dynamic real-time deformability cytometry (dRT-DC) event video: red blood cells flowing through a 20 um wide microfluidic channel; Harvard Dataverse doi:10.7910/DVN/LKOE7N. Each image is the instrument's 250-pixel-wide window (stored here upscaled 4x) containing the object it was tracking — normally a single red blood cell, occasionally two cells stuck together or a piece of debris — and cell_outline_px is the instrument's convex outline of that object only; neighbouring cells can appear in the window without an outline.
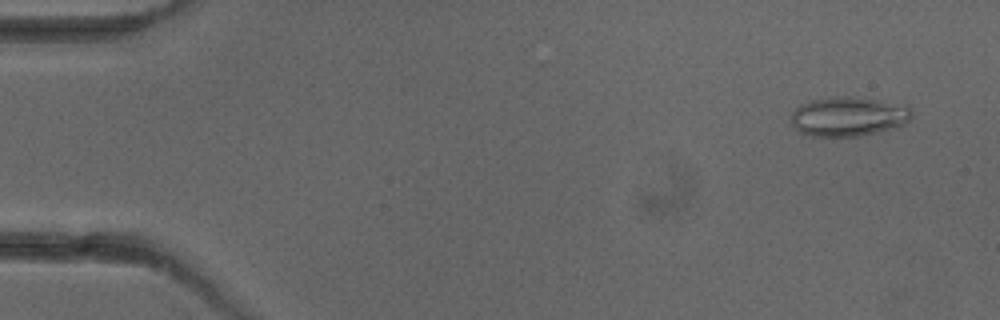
{"species": "common noctule bat (a hibernating species)", "species_latin": "Nyctalus noctula", "temperature_condition": "cold", "stored_images_in_passage": 6, "camera_frame_rate_fps": 3000, "um_per_image_px": 0.085, "animal": {"sex": "female"}, "frame": {"image": 1, "passage_image": 1, "time_ms": 0.0, "image_size_px": [1000, 320], "cell_outline_px": [[912, 116], [904, 124], [892, 128], [876, 132], [856, 136], [812, 136], [800, 132], [792, 128], [788, 124], [792, 112], [800, 104], [812, 100], [828, 96], [848, 96], [880, 100], [912, 108]], "centroid_in_image_um": [72.03, 9.89], "position_along_channel_um": 13.0, "area_um2": 27.86}}
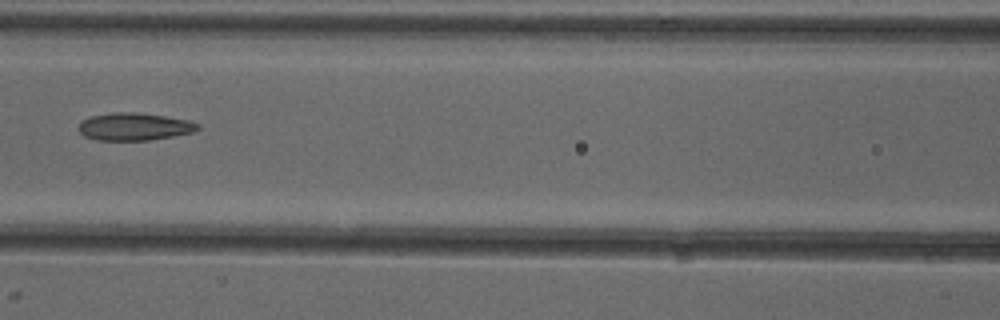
{"frame": {"image": 2, "passage_image": 5, "time_ms": 6.667, "image_size_px": [1000, 320], "cell_outline_px": [[200, 128], [192, 132], [172, 136], [148, 140], [96, 140], [84, 136], [80, 132], [80, 120], [92, 116], [112, 112], [136, 112], [164, 116], [188, 120], [200, 124]], "centroid_in_image_um": [11.41, 10.76], "position_along_channel_um": 155.2, "area_um2": 19.02}}
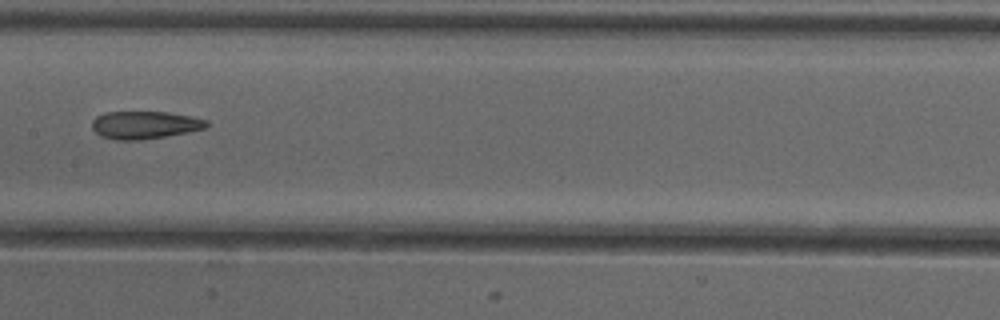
{"frame": {"image": 3, "passage_image": 6, "time_ms": 7.667, "image_size_px": [1000, 320], "cell_outline_px": [[208, 124], [204, 128], [188, 132], [140, 140], [116, 140], [100, 136], [92, 128], [92, 120], [96, 116], [104, 112], [168, 112], [192, 116], [208, 120]], "centroid_in_image_um": [12.28, 10.61], "position_along_channel_um": 195.1, "area_um2": 18.5}}